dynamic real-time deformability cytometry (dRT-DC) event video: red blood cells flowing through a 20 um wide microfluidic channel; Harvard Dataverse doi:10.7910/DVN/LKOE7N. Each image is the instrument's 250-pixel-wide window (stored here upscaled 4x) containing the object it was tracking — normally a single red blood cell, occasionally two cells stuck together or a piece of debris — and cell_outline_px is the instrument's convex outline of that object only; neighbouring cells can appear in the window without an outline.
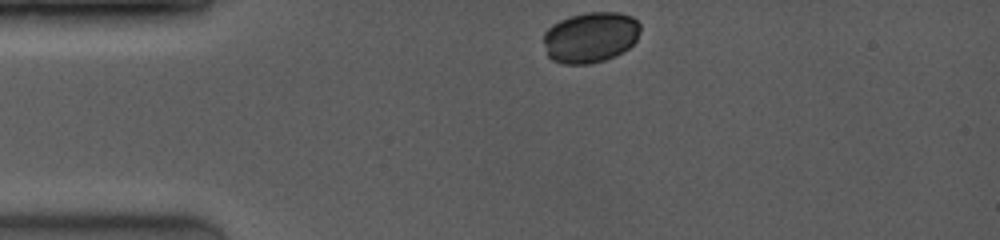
{"species": "common noctule bat (a hibernating species)", "species_latin": "Nyctalus noctula", "temperature_condition": "room temperature", "stored_images_in_passage": 29, "camera_frame_rate_fps": 4000, "um_per_image_px": 0.085, "animal": {"sex": "female", "body_mass_g": 19.0, "forearm_length_mm": 53.3}, "frame": {"image": 1, "passage_image": 1, "time_ms": 0.0, "image_size_px": [1000, 240], "cell_outline_px": [[640, 32], [636, 40], [624, 52], [604, 60], [588, 64], [564, 64], [552, 60], [548, 56], [544, 44], [544, 32], [552, 24], [560, 20], [572, 16], [588, 12], [620, 12], [632, 16], [640, 24]], "centroid_in_image_um": [50.2, 3.17], "position_along_channel_um": 34.8, "area_um2": 28.67}}
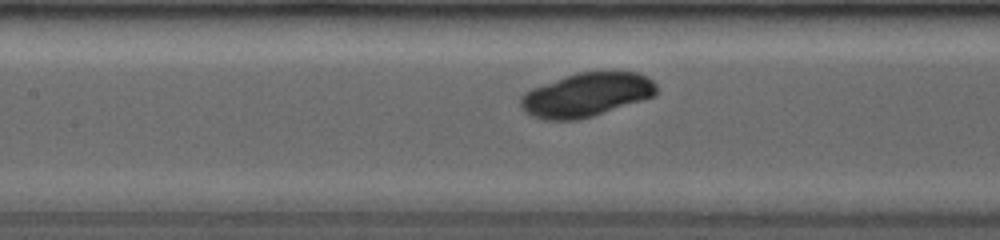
{"frame": {"image": 2, "passage_image": 17, "time_ms": 4.0, "image_size_px": [1000, 240], "cell_outline_px": [[656, 96], [580, 120], [544, 120], [532, 116], [524, 112], [520, 108], [520, 96], [532, 88], [580, 72], [636, 72], [652, 80], [656, 84]], "centroid_in_image_um": [49.83, 8.08], "position_along_channel_um": 157.6, "area_um2": 34.51}}